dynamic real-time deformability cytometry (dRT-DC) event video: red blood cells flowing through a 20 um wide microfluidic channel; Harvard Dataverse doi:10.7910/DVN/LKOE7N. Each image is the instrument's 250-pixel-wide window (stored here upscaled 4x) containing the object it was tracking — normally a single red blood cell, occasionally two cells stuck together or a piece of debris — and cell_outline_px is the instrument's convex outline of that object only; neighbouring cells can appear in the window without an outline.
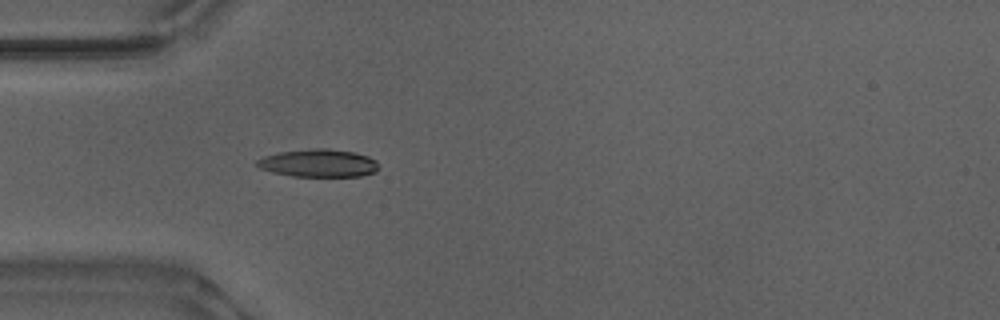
{"species": "Egyptian fruit bat (a non-hibernating species)", "species_latin": "Rousettus aegyptiacus", "temperature_condition": "warm", "stored_images_in_passage": 41, "camera_frame_rate_fps": 3000, "um_per_image_px": 0.085, "animal": {"sex": "male"}, "frame": {"image": 1, "passage_image": 4, "time_ms": 1.0, "image_size_px": [1000, 320], "cell_outline_px": [[376, 172], [360, 176], [292, 176], [272, 172], [260, 168], [256, 164], [256, 160], [264, 156], [280, 152], [312, 148], [328, 148], [356, 152], [368, 156], [376, 160]], "centroid_in_image_um": [27.06, 13.85], "position_along_channel_um": 57.9, "area_um2": 19.71}}
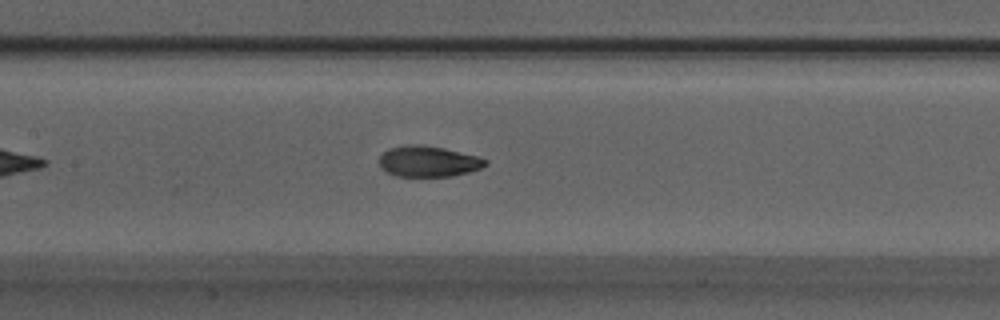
{"frame": {"image": 2, "passage_image": 13, "time_ms": 4.0, "image_size_px": [1000, 320], "cell_outline_px": [[488, 164], [480, 168], [468, 172], [452, 176], [396, 176], [388, 172], [380, 164], [380, 156], [388, 148], [404, 144], [420, 144], [444, 148], [476, 156], [488, 160]], "centroid_in_image_um": [36.41, 13.7], "position_along_channel_um": 171.0, "area_um2": 18.96}}
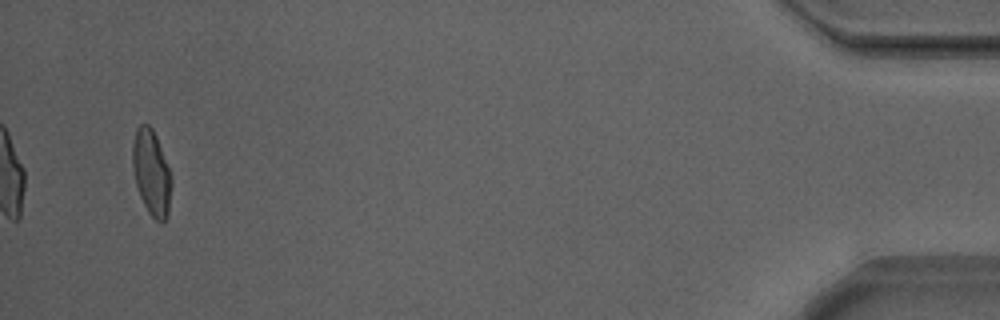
{"frame": {"image": 3, "passage_image": 39, "time_ms": 12.667, "image_size_px": [1000, 320], "cell_outline_px": [[172, 184], [168, 216], [160, 224], [148, 212], [140, 196], [136, 184], [132, 168], [132, 144], [136, 128], [140, 124], [148, 124], [152, 128], [156, 136], [168, 168], [172, 180]], "centroid_in_image_um": [12.86, 14.69], "position_along_channel_um": 422.3, "area_um2": 19.36}, "authors_computed_cell_mechanics": {"area_um2": 19.074, "velocity_mm_per_s": 3.8831, "shape_relaxation_time_tau1_ms": 5.133, "shape_relaxation_time_tau2_ms": 0.7148, "deformation_change_tau1": 0.2059, "deformation_change_tau2": 0.0548}}